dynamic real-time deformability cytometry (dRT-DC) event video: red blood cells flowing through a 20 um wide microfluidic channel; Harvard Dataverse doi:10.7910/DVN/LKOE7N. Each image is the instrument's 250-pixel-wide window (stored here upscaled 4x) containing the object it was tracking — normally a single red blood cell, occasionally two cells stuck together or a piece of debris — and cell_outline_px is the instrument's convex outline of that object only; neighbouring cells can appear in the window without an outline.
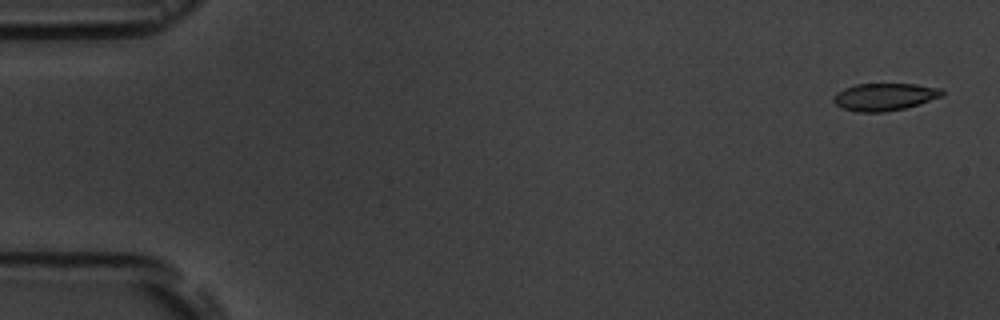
{"species": "common noctule bat (a hibernating species)", "species_latin": "Nyctalus noctula", "temperature_condition": "room temperature", "stored_images_in_passage": 5, "camera_frame_rate_fps": 3000, "um_per_image_px": 0.085, "animal": {"sex": "male", "body_mass_g": 19.5, "forearm_length_mm": 54.6}, "frame": {"image": 1, "passage_image": 1, "time_ms": 0.0, "image_size_px": [1000, 320], "cell_outline_px": [[944, 96], [904, 108], [884, 112], [856, 112], [844, 108], [836, 104], [832, 100], [836, 92], [844, 88], [856, 84], [916, 84], [940, 88], [944, 92]], "centroid_in_image_um": [75.18, 8.22], "position_along_channel_um": 9.8, "area_um2": 17.28}}